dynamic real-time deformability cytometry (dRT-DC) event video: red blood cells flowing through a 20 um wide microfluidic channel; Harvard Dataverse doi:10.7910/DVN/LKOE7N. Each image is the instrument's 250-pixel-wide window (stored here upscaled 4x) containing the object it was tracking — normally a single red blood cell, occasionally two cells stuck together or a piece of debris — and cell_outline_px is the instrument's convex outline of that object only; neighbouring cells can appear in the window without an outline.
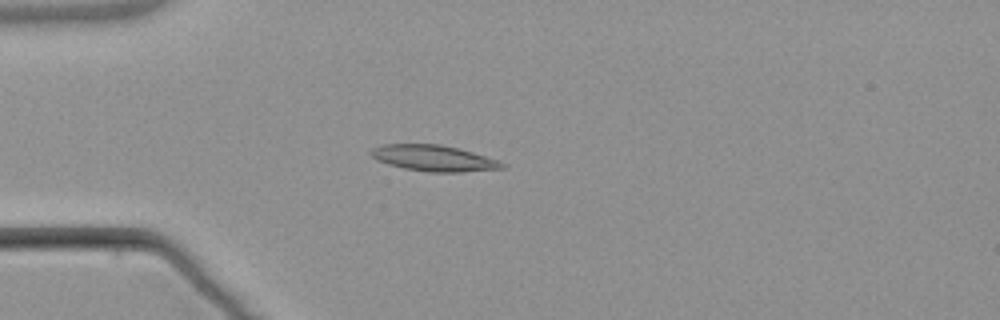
{"species": "common noctule bat (a hibernating species)", "species_latin": "Nyctalus noctula", "temperature_condition": "warm", "stored_images_in_passage": 5, "camera_frame_rate_fps": 3000, "um_per_image_px": 0.085, "animal": {"sex": "male", "body_mass_g": 21.5, "forearm_length_mm": 52.0}, "frame": {"image": 1, "passage_image": 4, "time_ms": 3.667, "image_size_px": [1000, 320], "cell_outline_px": [[508, 164], [504, 168], [460, 172], [428, 172], [404, 168], [388, 164], [376, 160], [368, 152], [372, 148], [380, 144], [440, 144], [460, 148]], "centroid_in_image_um": [36.83, 13.44], "position_along_channel_um": 48.2, "area_um2": 19.94}}